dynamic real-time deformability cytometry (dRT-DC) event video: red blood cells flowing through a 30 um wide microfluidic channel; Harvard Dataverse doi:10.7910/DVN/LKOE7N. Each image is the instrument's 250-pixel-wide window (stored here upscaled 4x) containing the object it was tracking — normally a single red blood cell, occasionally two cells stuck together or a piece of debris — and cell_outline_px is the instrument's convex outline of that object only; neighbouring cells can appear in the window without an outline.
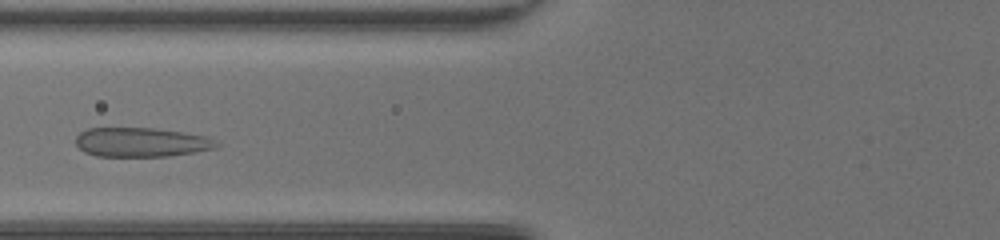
{"species": "common noctule bat (a hibernating species)", "species_latin": "Nyctalus noctula", "temperature_condition": "room temperature", "stored_images_in_passage": 40, "camera_frame_rate_fps": 3000, "um_per_image_px": 0.085, "animal": {"sex": "female", "body_mass_g": 20.0, "forearm_length_mm": 54.0}, "frame": {"image": 1, "passage_image": 12, "time_ms": 3.667, "image_size_px": [1000, 240], "cell_outline_px": [[220, 144], [216, 148], [168, 156], [96, 156], [84, 152], [76, 144], [76, 136], [80, 132], [88, 128], [152, 128], [184, 132], [208, 136], [216, 140]], "centroid_in_image_um": [12.02, 12.08], "position_along_channel_um": 113.8, "area_um2": 24.04}}
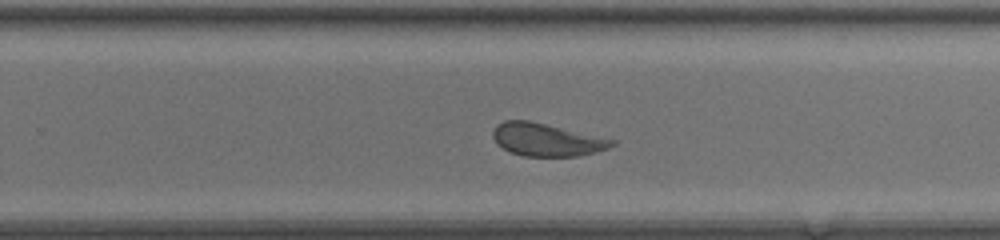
{"frame": {"image": 2, "passage_image": 24, "time_ms": 7.667, "image_size_px": [1000, 240], "cell_outline_px": [[616, 144], [608, 148], [580, 156], [524, 156], [512, 152], [496, 144], [492, 136], [492, 132], [496, 124], [504, 120], [528, 120], [616, 140]], "centroid_in_image_um": [46.43, 11.87], "position_along_channel_um": 283.4, "area_um2": 22.6}}
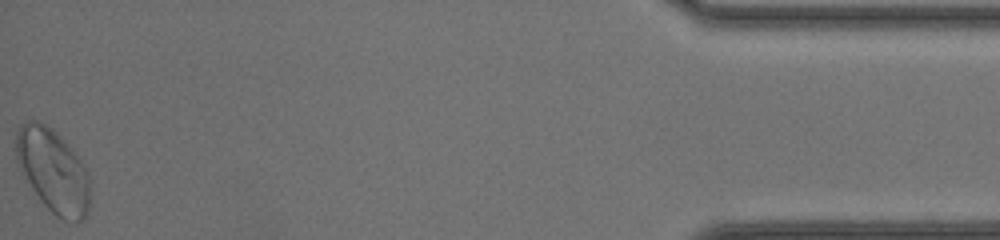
{"frame": {"image": 3, "passage_image": 40, "time_ms": 13.0, "image_size_px": [1000, 240], "cell_outline_px": [[88, 212], [84, 220], [76, 224], [64, 220], [56, 216], [40, 200], [32, 188], [20, 168], [16, 160], [16, 132], [20, 124], [24, 120], [40, 120], [52, 128], [76, 152], [84, 164], [88, 172]], "centroid_in_image_um": [4.51, 14.49], "position_along_channel_um": 430.7, "area_um2": 36.24}, "authors_computed_cell_mechanics": {"area_um2": 25.3453, "velocity_mm_per_s": 4.2447, "shape_relaxation_time_tau1_ms": 4.9267, "shape_relaxation_time_tau2_ms": 0.616, "deformation_change_tau1": 0.1361, "deformation_change_tau2": 0.0951}}